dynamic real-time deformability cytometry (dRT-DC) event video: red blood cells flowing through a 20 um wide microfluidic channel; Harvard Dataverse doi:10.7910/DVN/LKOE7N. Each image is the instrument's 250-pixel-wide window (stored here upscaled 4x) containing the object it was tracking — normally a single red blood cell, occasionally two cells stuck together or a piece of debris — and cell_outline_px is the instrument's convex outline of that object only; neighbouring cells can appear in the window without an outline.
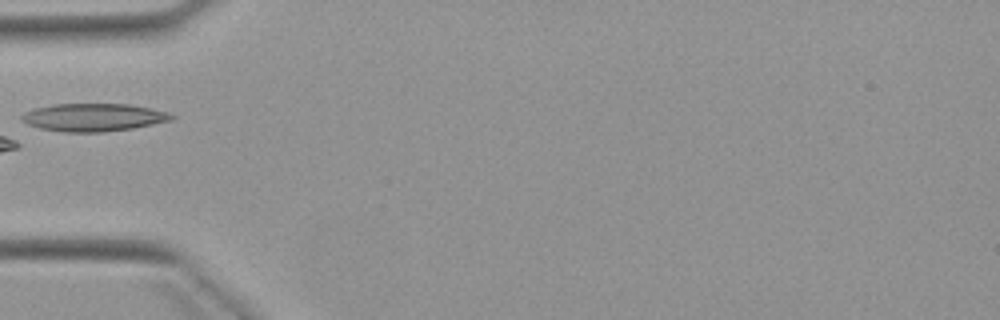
{"species": "Egyptian fruit bat (a non-hibernating species)", "species_latin": "Rousettus aegyptiacus", "temperature_condition": "warm", "stored_images_in_passage": 5, "camera_frame_rate_fps": 3000, "um_per_image_px": 0.085, "animal": {"sex": "female"}, "frame": {"image": 1, "passage_image": 5, "time_ms": 5.667, "image_size_px": [1000, 320], "cell_outline_px": [[176, 116], [172, 120], [132, 128], [104, 132], [64, 132], [40, 128], [28, 124], [20, 120], [20, 116], [24, 112], [32, 108], [52, 104], [128, 104], [168, 112]], "centroid_in_image_um": [7.9, 9.97], "position_along_channel_um": 77.1, "area_um2": 24.33}}